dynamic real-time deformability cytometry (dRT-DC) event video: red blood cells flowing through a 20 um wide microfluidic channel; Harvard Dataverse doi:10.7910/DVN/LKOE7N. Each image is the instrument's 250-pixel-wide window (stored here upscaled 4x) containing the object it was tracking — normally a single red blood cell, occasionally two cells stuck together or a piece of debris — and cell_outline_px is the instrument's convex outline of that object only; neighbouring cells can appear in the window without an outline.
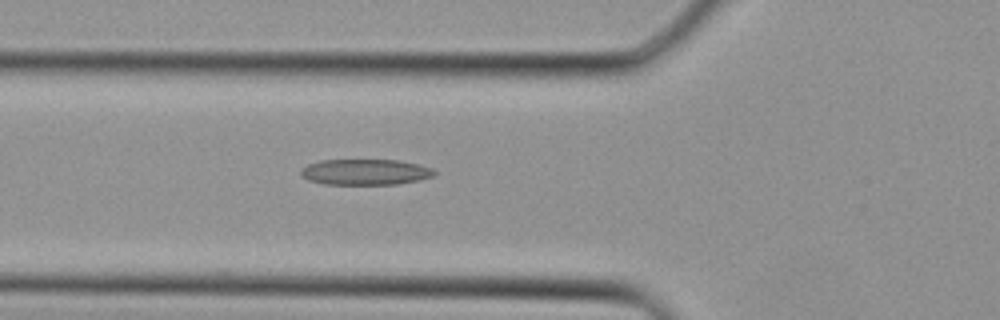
{"species": "Egyptian fruit bat (a non-hibernating species)", "species_latin": "Rousettus aegyptiacus", "temperature_condition": "cold", "stored_images_in_passage": 27, "camera_frame_rate_fps": 3000, "um_per_image_px": 0.085, "animal": {"sex": "female"}, "frame": {"image": 1, "passage_image": 5, "time_ms": 1.333, "image_size_px": [1000, 320], "cell_outline_px": [[436, 176], [420, 180], [396, 184], [324, 184], [308, 180], [300, 176], [300, 168], [308, 164], [320, 160], [396, 160], [416, 164], [432, 168], [436, 172]], "centroid_in_image_um": [31.02, 14.62], "position_along_channel_um": 94.8, "area_um2": 20.17}}
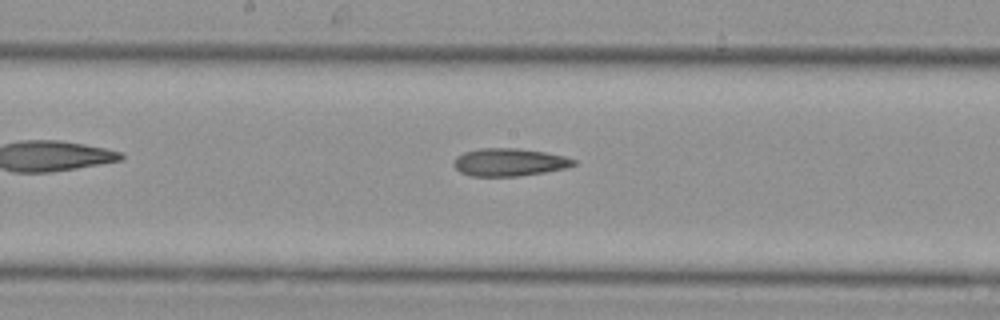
{"frame": {"image": 2, "passage_image": 11, "time_ms": 3.333, "image_size_px": [1000, 320], "cell_outline_px": [[576, 164], [568, 168], [520, 176], [472, 176], [460, 172], [452, 164], [456, 156], [464, 152], [480, 148], [516, 148], [544, 152], [564, 156], [576, 160]], "centroid_in_image_um": [43.28, 13.79], "position_along_channel_um": 204.9, "area_um2": 19.42}}
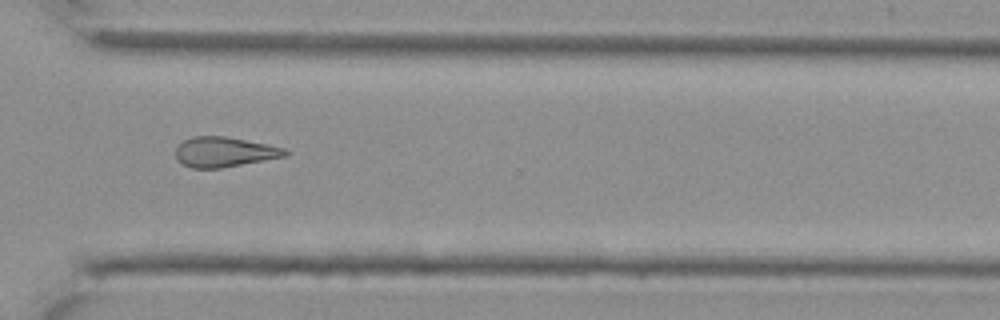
{"frame": {"image": 3, "passage_image": 19, "time_ms": 6.0, "image_size_px": [1000, 320], "cell_outline_px": [[288, 156], [220, 168], [192, 168], [176, 160], [176, 148], [184, 140], [192, 136], [224, 136], [268, 144], [284, 148], [288, 152]], "centroid_in_image_um": [19.07, 12.91], "position_along_channel_um": 351.5, "area_um2": 19.07}}